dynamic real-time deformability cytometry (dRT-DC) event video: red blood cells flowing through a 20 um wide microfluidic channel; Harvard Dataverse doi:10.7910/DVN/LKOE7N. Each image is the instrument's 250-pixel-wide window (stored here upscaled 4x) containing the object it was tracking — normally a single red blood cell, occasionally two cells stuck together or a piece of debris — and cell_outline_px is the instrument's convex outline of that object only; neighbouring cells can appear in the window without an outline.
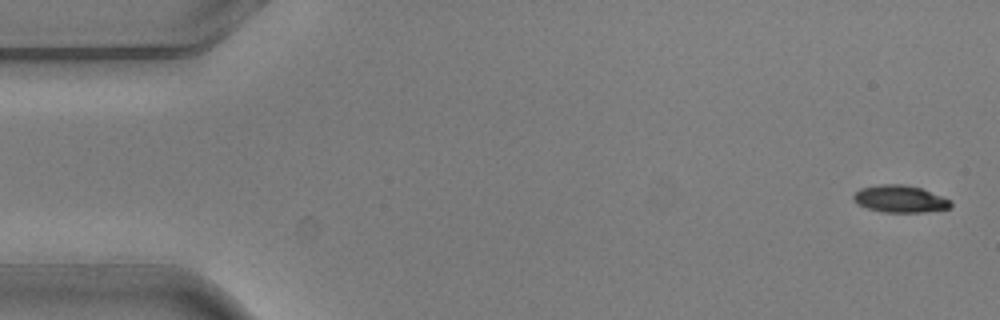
{"species": "common noctule bat (a hibernating species)", "species_latin": "Nyctalus noctula", "temperature_condition": "warm", "stored_images_in_passage": 5, "camera_frame_rate_fps": 3000, "um_per_image_px": 0.085, "animal": {"sex": "male", "body_mass_g": 20.5, "forearm_length_mm": 52.5}, "frame": {"image": 1, "passage_image": 1, "time_ms": 0.0, "image_size_px": [1000, 320], "cell_outline_px": [[952, 204], [948, 208], [924, 212], [884, 212], [868, 208], [856, 204], [852, 200], [852, 196], [860, 188], [880, 184], [904, 184], [920, 188], [952, 200]], "centroid_in_image_um": [76.47, 16.9], "position_along_channel_um": 8.5, "area_um2": 15.37}}
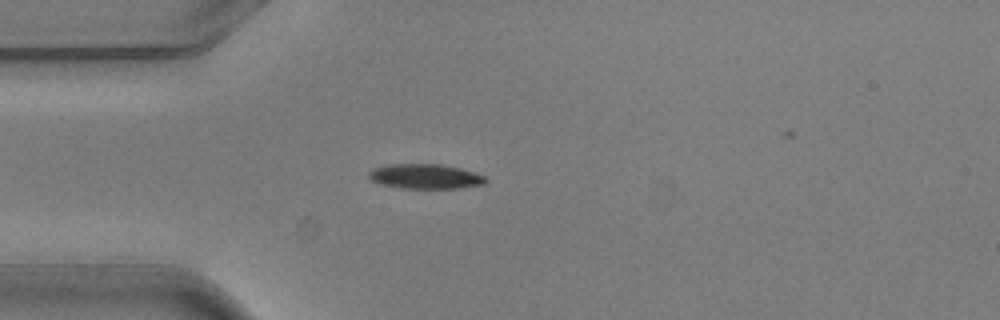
{"frame": {"image": 2, "passage_image": 5, "time_ms": 1.333, "image_size_px": [1000, 320], "cell_outline_px": [[488, 180], [484, 184], [460, 188], [400, 188], [384, 184], [372, 180], [368, 176], [368, 172], [372, 168], [388, 164], [440, 164], [460, 168], [484, 176]], "centroid_in_image_um": [36.14, 14.99], "position_along_channel_um": 48.9, "area_um2": 16.76}}